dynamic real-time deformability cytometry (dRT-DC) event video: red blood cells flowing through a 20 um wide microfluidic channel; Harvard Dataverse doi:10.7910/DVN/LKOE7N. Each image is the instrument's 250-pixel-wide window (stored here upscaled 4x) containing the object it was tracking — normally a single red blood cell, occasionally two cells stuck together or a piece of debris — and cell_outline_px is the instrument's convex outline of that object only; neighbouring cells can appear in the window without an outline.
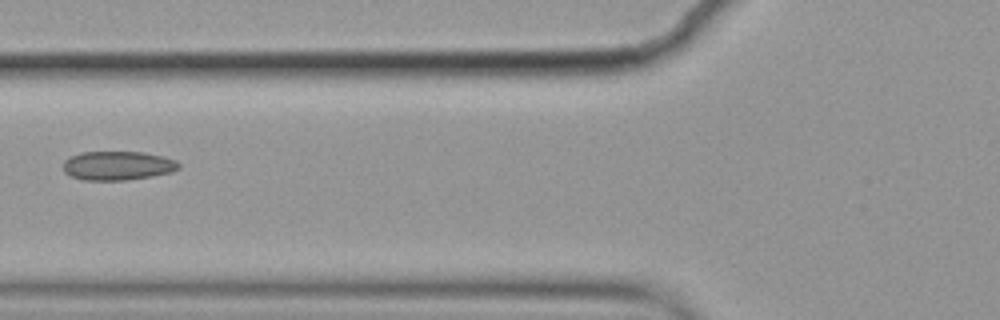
{"species": "common noctule bat (a hibernating species)", "species_latin": "Nyctalus noctula", "temperature_condition": "cold", "stored_images_in_passage": 5, "camera_frame_rate_fps": 3000, "um_per_image_px": 0.085, "animal": {"sex": "female", "body_mass_g": 19.9}, "frame": {"image": 1, "passage_image": 5, "time_ms": 1.333, "image_size_px": [1000, 320], "cell_outline_px": [[180, 168], [172, 172], [152, 176], [124, 180], [84, 180], [72, 176], [64, 172], [64, 160], [80, 152], [144, 152], [164, 156], [176, 160], [180, 164]], "centroid_in_image_um": [10.04, 14.07], "position_along_channel_um": 115.8, "area_um2": 19.54}}